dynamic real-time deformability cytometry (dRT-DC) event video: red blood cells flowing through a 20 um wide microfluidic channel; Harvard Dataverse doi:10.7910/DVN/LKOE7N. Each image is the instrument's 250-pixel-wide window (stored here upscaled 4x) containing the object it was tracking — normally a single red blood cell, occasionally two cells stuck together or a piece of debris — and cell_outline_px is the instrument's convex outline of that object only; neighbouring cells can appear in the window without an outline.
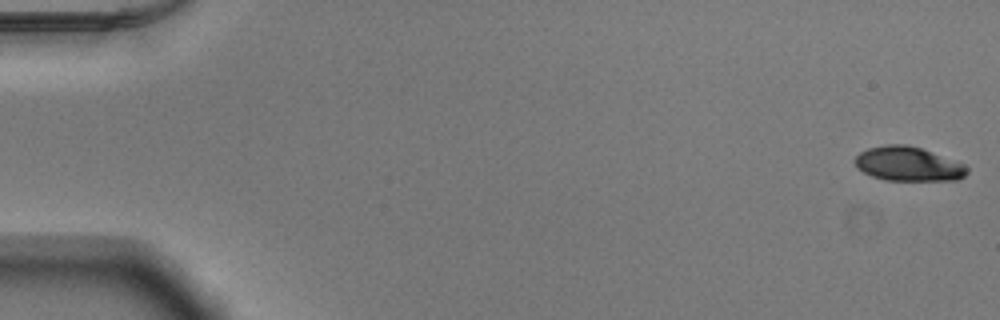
{"species": "Egyptian fruit bat (a non-hibernating species)", "species_latin": "Rousettus aegyptiacus", "temperature_condition": "warm", "stored_images_in_passage": 52, "camera_frame_rate_fps": 3000, "um_per_image_px": 0.085, "animal": {"sex": "male"}, "frame": {"image": 1, "passage_image": 1, "time_ms": 0.0, "image_size_px": [1000, 320], "cell_outline_px": [[968, 172], [964, 176], [956, 180], [884, 180], [872, 176], [864, 172], [856, 164], [856, 156], [860, 152], [868, 148], [884, 144], [904, 144], [920, 148], [964, 164], [968, 168]], "centroid_in_image_um": [77.2, 13.93], "position_along_channel_um": 7.8, "area_um2": 22.08}}
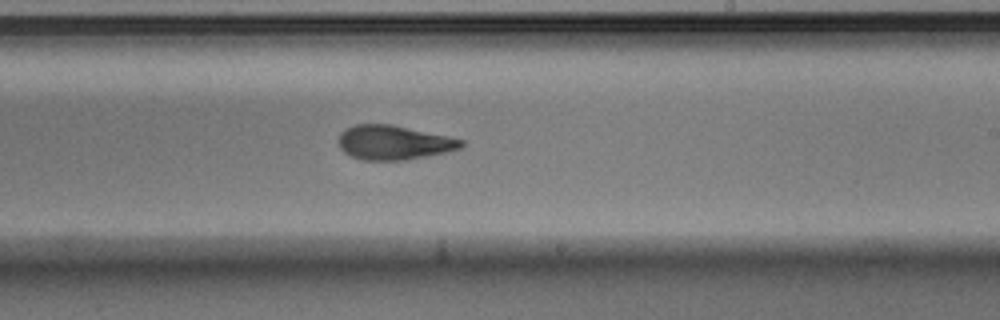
{"frame": {"image": 2, "passage_image": 32, "time_ms": 10.333, "image_size_px": [1000, 320], "cell_outline_px": [[464, 144], [460, 148], [428, 156], [404, 160], [360, 160], [344, 152], [340, 148], [340, 132], [344, 128], [356, 124], [392, 124], [448, 136], [464, 140]], "centroid_in_image_um": [33.46, 12.11], "position_along_channel_um": 255.5, "area_um2": 24.51}}
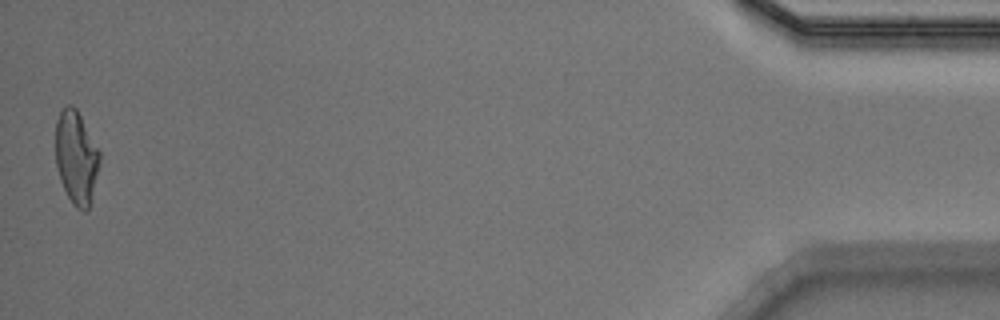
{"frame": {"image": 3, "passage_image": 52, "time_ms": 17.0, "image_size_px": [1000, 320], "cell_outline_px": [[100, 160], [88, 212], [84, 212], [76, 208], [72, 204], [60, 180], [56, 164], [56, 120], [60, 112], [68, 104], [72, 104], [76, 108], [100, 152]], "centroid_in_image_um": [6.47, 13.4], "position_along_channel_um": 428.7, "area_um2": 23.76}, "authors_computed_cell_mechanics": {"area_um2": 24.5939, "velocity_mm_per_s": 3.9138, "shape_relaxation_time_tau1_ms": 7.9643, "shape_relaxation_time_tau2_ms": 1.9276, "deformation_change_tau1": 0.2163, "deformation_change_tau2": 0.0954}}